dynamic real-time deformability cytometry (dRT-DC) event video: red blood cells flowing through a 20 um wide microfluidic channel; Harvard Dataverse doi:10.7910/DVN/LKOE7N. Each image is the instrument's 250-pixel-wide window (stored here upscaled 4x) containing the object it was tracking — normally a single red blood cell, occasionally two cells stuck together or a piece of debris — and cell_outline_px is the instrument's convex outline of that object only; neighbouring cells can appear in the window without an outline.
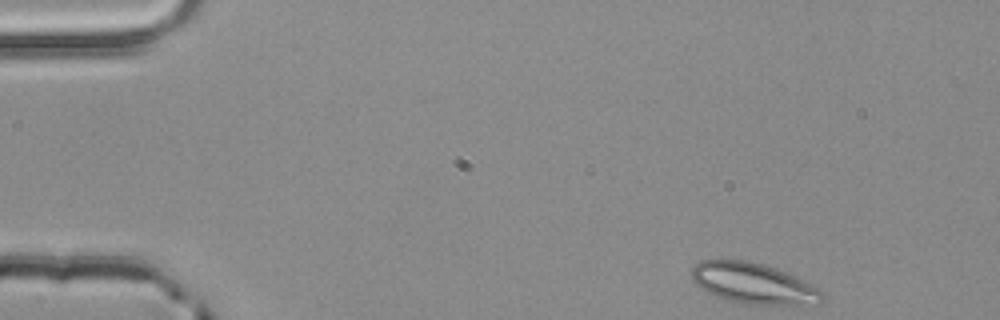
{"species": "common noctule bat (a hibernating species)", "species_latin": "Nyctalus noctula", "temperature_condition": "room temperature", "stored_images_in_passage": 19, "camera_frame_rate_fps": 3000, "um_per_image_px": 0.085, "animal": {"sex": "male", "body_mass_g": 20.4}, "frame": {"image": 1, "passage_image": 1, "time_ms": 0.0, "image_size_px": [1000, 320], "cell_outline_px": [[824, 296], [820, 304], [748, 304], [728, 300], [716, 296], [708, 292], [696, 284], [692, 280], [692, 268], [700, 260], [748, 260], [764, 264], [776, 268], [812, 284], [820, 288], [824, 292]], "centroid_in_image_um": [64.06, 24.08], "position_along_channel_um": 20.9, "area_um2": 30.92}}
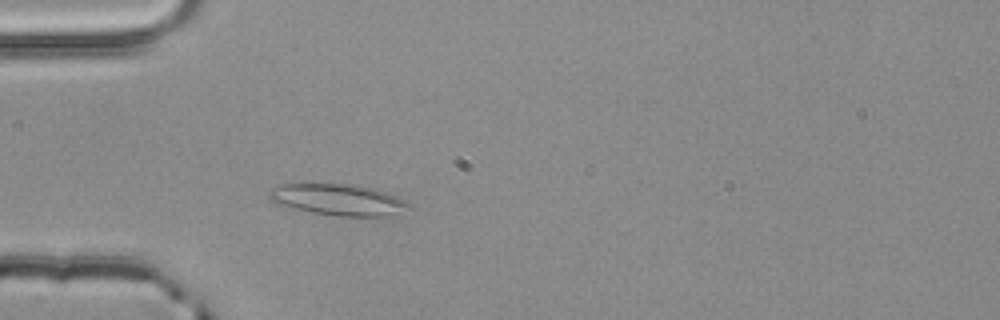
{"frame": {"image": 2, "passage_image": 11, "time_ms": 3.333, "image_size_px": [1000, 320], "cell_outline_px": [[412, 208], [384, 216], [332, 216], [312, 212], [276, 204], [268, 196], [268, 192], [272, 188], [280, 184], [292, 180], [308, 180], [360, 184], [396, 196], [412, 204]], "centroid_in_image_um": [28.63, 16.89], "position_along_channel_um": 56.4, "area_um2": 26.88}}
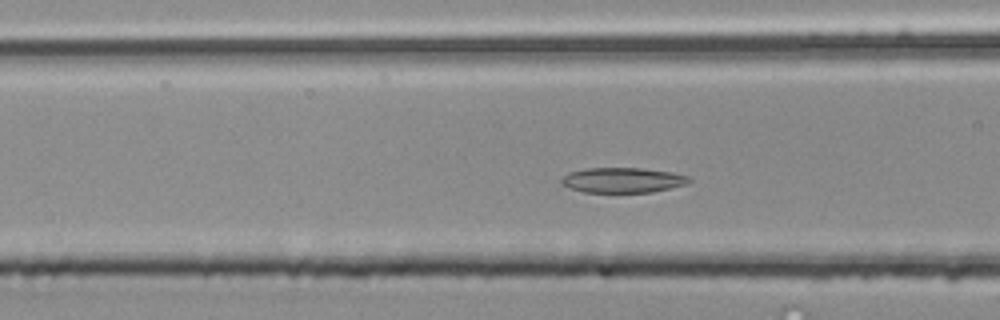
{"frame": {"image": 3, "passage_image": 16, "time_ms": 5.0, "image_size_px": [1000, 320], "cell_outline_px": [[692, 180], [684, 184], [652, 192], [584, 192], [568, 188], [560, 184], [560, 180], [568, 172], [584, 168], [644, 168], [672, 172], [692, 176]], "centroid_in_image_um": [52.9, 15.3], "position_along_channel_um": 113.7, "area_um2": 18.84}}